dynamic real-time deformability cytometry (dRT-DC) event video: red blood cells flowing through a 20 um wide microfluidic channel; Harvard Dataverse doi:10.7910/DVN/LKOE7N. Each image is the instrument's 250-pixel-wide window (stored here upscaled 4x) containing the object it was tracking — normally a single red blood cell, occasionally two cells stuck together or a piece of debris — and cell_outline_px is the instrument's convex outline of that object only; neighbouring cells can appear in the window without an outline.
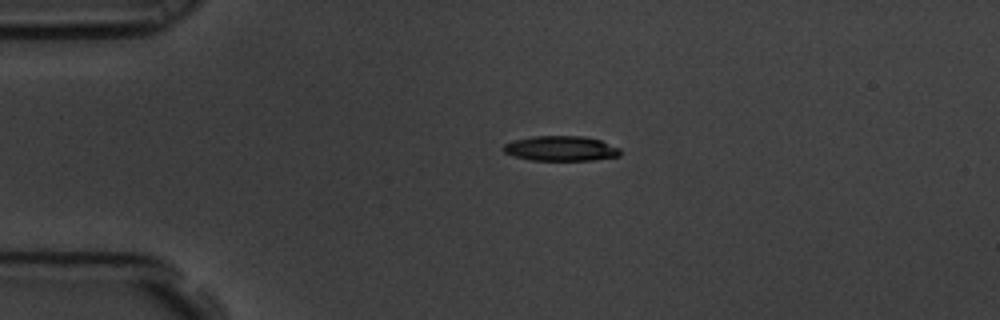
{"species": "common noctule bat (a hibernating species)", "species_latin": "Nyctalus noctula", "temperature_condition": "room temperature", "stored_images_in_passage": 3, "segment_of_instrument_passage": [1, 2], "camera_frame_rate_fps": 3000, "um_per_image_px": 0.085, "animal": {"sex": "male", "body_mass_g": 19.5, "forearm_length_mm": 54.6}, "frame": {"image": 1, "passage_image": 1, "time_ms": 0.0, "image_size_px": [1000, 320], "cell_outline_px": [[620, 156], [592, 160], [532, 160], [512, 156], [504, 152], [504, 144], [512, 140], [532, 136], [584, 136], [600, 140], [620, 148]], "centroid_in_image_um": [47.66, 12.61], "position_along_channel_um": 37.3, "area_um2": 17.05}}